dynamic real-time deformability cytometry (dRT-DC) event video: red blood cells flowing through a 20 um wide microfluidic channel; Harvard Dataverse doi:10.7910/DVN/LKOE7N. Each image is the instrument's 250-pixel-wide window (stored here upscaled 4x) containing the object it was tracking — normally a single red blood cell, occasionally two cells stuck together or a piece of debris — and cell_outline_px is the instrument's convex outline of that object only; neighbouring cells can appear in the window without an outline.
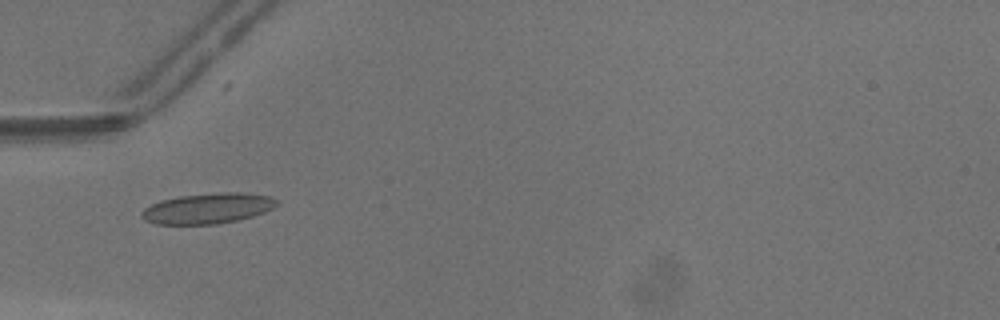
{"species": "common noctule bat (a hibernating species)", "species_latin": "Nyctalus noctula", "temperature_condition": "warm", "stored_images_in_passage": 49, "camera_frame_rate_fps": 3000, "um_per_image_px": 0.085, "animal": {"sex": "male", "body_mass_g": 13.3}, "frame": {"image": 1, "passage_image": 17, "time_ms": 5.333, "image_size_px": [1000, 320], "cell_outline_px": [[280, 200], [272, 208], [264, 212], [252, 216], [236, 220], [216, 224], [156, 224], [144, 220], [140, 216], [140, 212], [144, 208], [160, 200], [180, 196], [216, 192], [244, 192], [272, 196]], "centroid_in_image_um": [17.66, 17.7], "position_along_channel_um": 67.3, "area_um2": 24.16}}
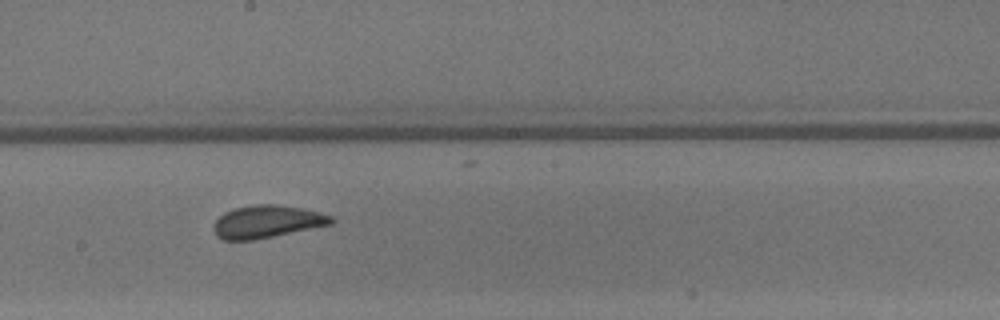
{"frame": {"image": 2, "passage_image": 28, "time_ms": 9.0, "image_size_px": [1000, 320], "cell_outline_px": [[336, 220], [332, 224], [256, 240], [224, 240], [216, 236], [212, 228], [216, 220], [224, 212], [236, 208], [252, 204], [276, 204], [304, 208], [320, 212], [332, 216]], "centroid_in_image_um": [22.7, 18.84], "position_along_channel_um": 225.5, "area_um2": 22.6}}
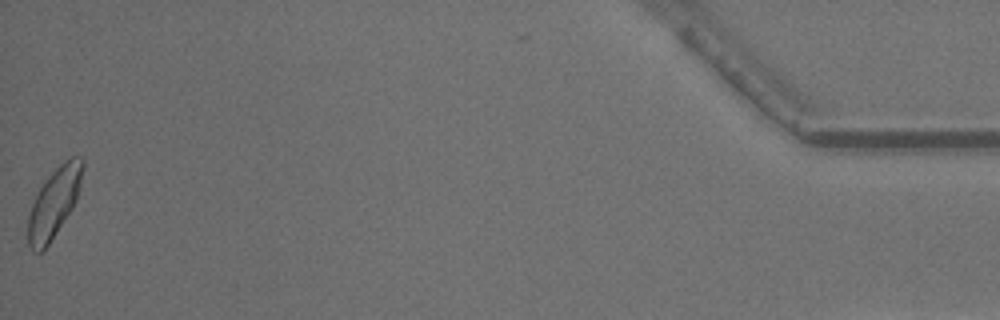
{"frame": {"image": 3, "passage_image": 49, "time_ms": 16.0, "image_size_px": [1000, 320], "cell_outline_px": [[84, 168], [76, 200], [72, 208], [44, 252], [32, 252], [28, 244], [28, 212], [40, 188], [48, 176], [64, 160], [72, 156], [80, 156], [84, 160]], "centroid_in_image_um": [4.59, 17.24], "position_along_channel_um": 430.6, "area_um2": 22.08}, "authors_computed_cell_mechanics": {"area_um2": 22.3108, "velocity_mm_per_s": 4.3222, "shape_relaxation_time_tau1_ms": 3.6329, "shape_relaxation_time_tau2_ms": 0.7536, "deformation_change_tau1": 0.1025, "deformation_change_tau2": 0.0503}}